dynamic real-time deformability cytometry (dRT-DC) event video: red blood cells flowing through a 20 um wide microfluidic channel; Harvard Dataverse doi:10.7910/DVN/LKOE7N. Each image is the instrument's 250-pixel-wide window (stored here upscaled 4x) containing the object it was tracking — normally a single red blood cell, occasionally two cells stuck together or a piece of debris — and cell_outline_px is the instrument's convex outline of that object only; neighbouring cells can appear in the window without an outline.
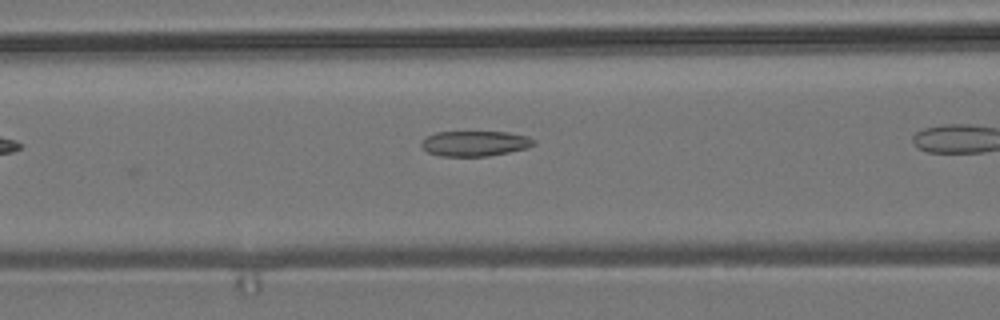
{"species": "common noctule bat (a hibernating species)", "species_latin": "Nyctalus noctula", "temperature_condition": "room temperature", "stored_images_in_passage": 6, "camera_frame_rate_fps": 3000, "um_per_image_px": 0.085, "animal": {"sex": "male", "body_mass_g": 19.2, "forearm_length_mm": 51.8}, "frame": {"image": 1, "passage_image": 5, "time_ms": 4.667, "image_size_px": [1000, 320], "cell_outline_px": [[536, 144], [528, 148], [488, 156], [440, 156], [428, 152], [420, 148], [420, 140], [424, 136], [436, 132], [508, 132], [528, 136], [536, 140]], "centroid_in_image_um": [40.33, 12.19], "position_along_channel_um": 126.3, "area_um2": 16.88}}